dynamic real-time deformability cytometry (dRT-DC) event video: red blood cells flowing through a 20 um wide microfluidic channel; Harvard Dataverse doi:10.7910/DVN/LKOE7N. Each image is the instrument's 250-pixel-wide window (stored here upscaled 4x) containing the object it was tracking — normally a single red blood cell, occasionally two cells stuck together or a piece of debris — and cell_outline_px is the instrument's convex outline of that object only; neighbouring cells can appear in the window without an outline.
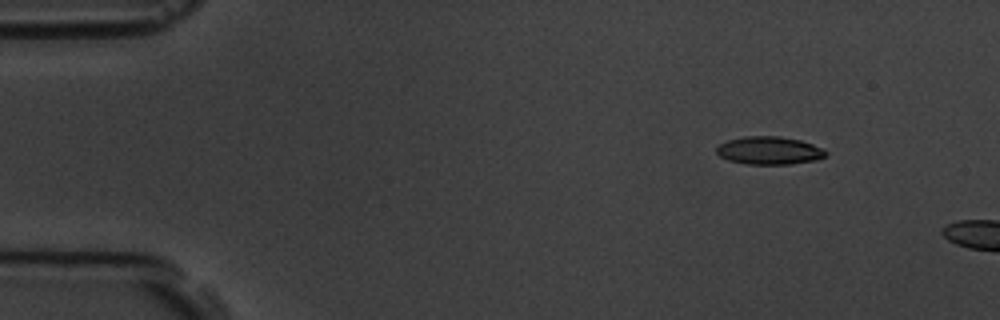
{"species": "common noctule bat (a hibernating species)", "species_latin": "Nyctalus noctula", "temperature_condition": "room temperature", "stored_images_in_passage": 3, "camera_frame_rate_fps": 3000, "um_per_image_px": 0.085, "animal": {"sex": "male", "body_mass_g": 19.5, "forearm_length_mm": 54.6}, "frame": {"image": 1, "passage_image": 1, "time_ms": 0.0, "image_size_px": [1000, 320], "cell_outline_px": [[828, 156], [816, 160], [788, 164], [748, 164], [728, 160], [720, 156], [716, 152], [716, 148], [720, 144], [728, 140], [744, 136], [780, 136], [800, 140], [812, 144], [828, 152]], "centroid_in_image_um": [65.39, 12.79], "position_along_channel_um": 19.6, "area_um2": 17.74}}